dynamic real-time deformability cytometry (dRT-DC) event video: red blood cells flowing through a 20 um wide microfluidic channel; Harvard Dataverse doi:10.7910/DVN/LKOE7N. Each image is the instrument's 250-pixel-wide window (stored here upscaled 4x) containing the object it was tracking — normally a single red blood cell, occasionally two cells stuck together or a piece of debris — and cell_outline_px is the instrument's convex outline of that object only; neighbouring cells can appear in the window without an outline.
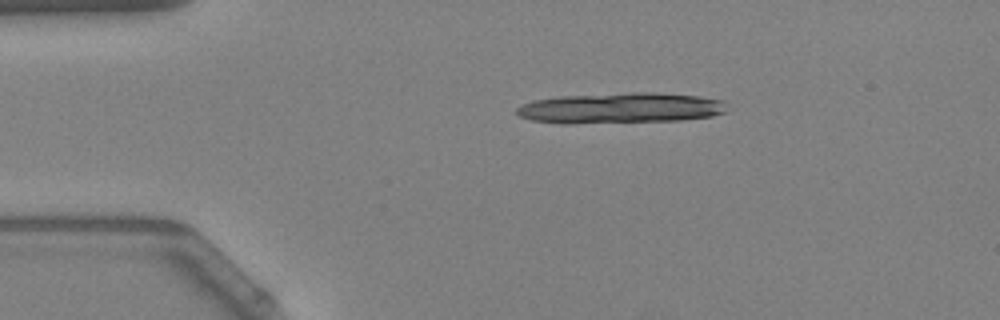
{"species": "Egyptian fruit bat (a non-hibernating species)", "species_latin": "Rousettus aegyptiacus", "temperature_condition": "warm", "stored_images_in_passage": 10, "camera_frame_rate_fps": 3000, "um_per_image_px": 0.085, "animal": {"sex": "female"}, "frame": {"image": 1, "passage_image": 1, "time_ms": 0.0, "image_size_px": [1000, 320], "cell_outline_px": [[724, 112], [712, 116], [680, 120], [564, 124], [532, 120], [520, 116], [516, 112], [516, 108], [532, 100], [560, 96], [628, 92], [656, 92], [700, 96], [724, 100]], "centroid_in_image_um": [52.72, 9.17], "position_along_channel_um": 32.3, "area_um2": 37.63}}